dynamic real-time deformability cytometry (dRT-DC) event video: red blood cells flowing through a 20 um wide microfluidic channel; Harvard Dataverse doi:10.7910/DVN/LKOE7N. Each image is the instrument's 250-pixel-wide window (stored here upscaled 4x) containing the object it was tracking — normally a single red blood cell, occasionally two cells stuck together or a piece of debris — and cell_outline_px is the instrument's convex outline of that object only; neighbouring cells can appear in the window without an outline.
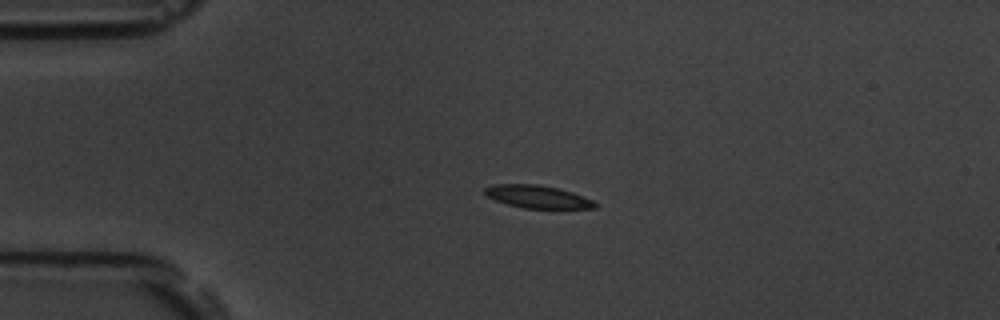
{"species": "common noctule bat (a hibernating species)", "species_latin": "Nyctalus noctula", "temperature_condition": "room temperature", "stored_images_in_passage": 4, "camera_frame_rate_fps": 3000, "um_per_image_px": 0.085, "animal": {"sex": "male", "body_mass_g": 19.5, "forearm_length_mm": 54.6}, "frame": {"image": 1, "passage_image": 3, "time_ms": 2.333, "image_size_px": [1000, 320], "cell_outline_px": [[600, 204], [596, 208], [524, 208], [508, 204], [496, 200], [488, 196], [484, 192], [484, 188], [492, 184], [536, 184], [560, 188], [572, 192], [592, 200]], "centroid_in_image_um": [45.71, 16.71], "position_along_channel_um": 39.3, "area_um2": 14.57}}